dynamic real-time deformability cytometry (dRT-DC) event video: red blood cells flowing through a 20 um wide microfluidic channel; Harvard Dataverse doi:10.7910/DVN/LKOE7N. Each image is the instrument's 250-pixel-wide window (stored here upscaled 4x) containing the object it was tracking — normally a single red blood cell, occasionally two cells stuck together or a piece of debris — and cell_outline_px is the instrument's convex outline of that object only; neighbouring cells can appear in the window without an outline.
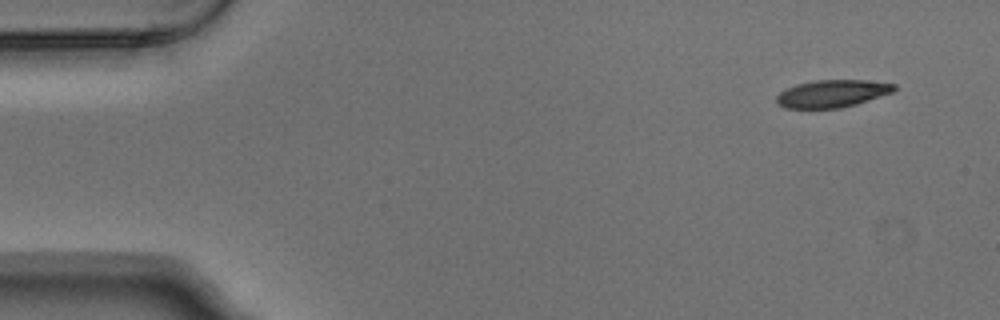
{"species": "Egyptian fruit bat (a non-hibernating species)", "species_latin": "Rousettus aegyptiacus", "temperature_condition": "warm", "stored_images_in_passage": 4, "camera_frame_rate_fps": 3000, "um_per_image_px": 0.085, "animal": {"sex": "male"}, "frame": {"image": 1, "passage_image": 1, "time_ms": 0.0, "image_size_px": [1000, 320], "cell_outline_px": [[896, 88], [892, 92], [856, 104], [840, 108], [784, 108], [776, 100], [776, 96], [780, 92], [796, 84], [816, 80], [864, 80], [896, 84]], "centroid_in_image_um": [70.73, 7.95], "position_along_channel_um": 14.3, "area_um2": 18.61}}
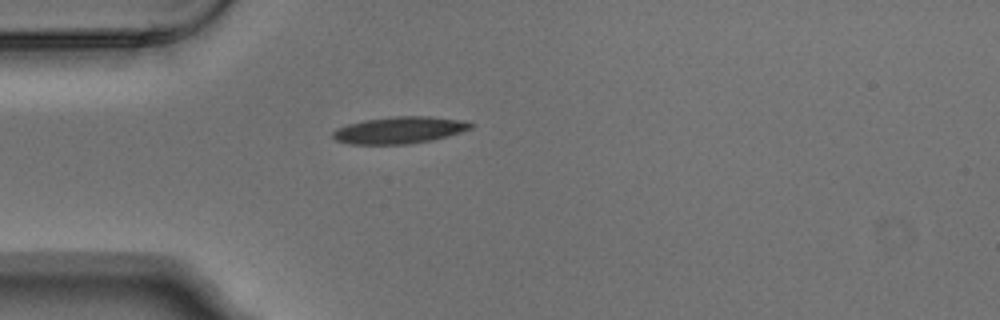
{"frame": {"image": 2, "passage_image": 4, "time_ms": 1.0, "image_size_px": [1000, 320], "cell_outline_px": [[476, 124], [472, 128], [448, 136], [432, 140], [408, 144], [348, 144], [336, 140], [332, 136], [332, 132], [336, 128], [348, 124], [364, 120], [392, 116], [428, 116], [464, 120]], "centroid_in_image_um": [33.97, 11.05], "position_along_channel_um": 51.0, "area_um2": 21.73}}